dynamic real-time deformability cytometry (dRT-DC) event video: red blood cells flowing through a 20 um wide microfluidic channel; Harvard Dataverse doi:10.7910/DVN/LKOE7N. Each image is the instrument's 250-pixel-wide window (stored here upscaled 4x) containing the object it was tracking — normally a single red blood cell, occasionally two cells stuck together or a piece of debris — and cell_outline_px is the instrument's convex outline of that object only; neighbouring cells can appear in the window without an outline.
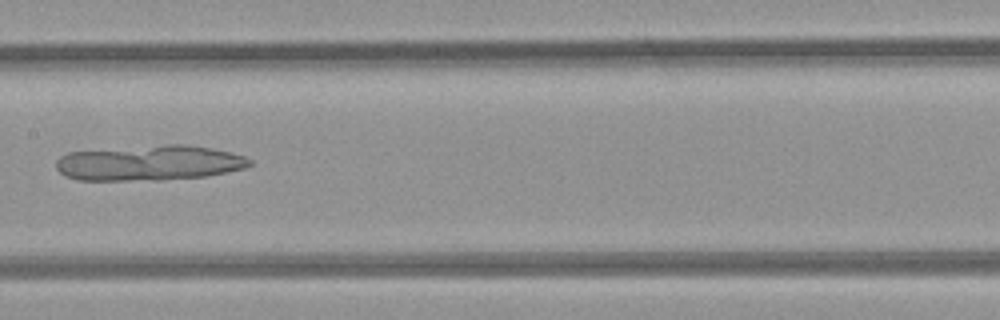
{"species": "common noctule bat (a hibernating species)", "species_latin": "Nyctalus noctula", "temperature_condition": "room temperature", "stored_images_in_passage": 34, "camera_frame_rate_fps": 3000, "um_per_image_px": 0.085, "animal": {"sex": "female", "body_mass_g": 21.9}, "frame": {"image": 1, "passage_image": 12, "time_ms": 3.667, "image_size_px": [1000, 320], "cell_outline_px": [[252, 164], [244, 168], [204, 176], [160, 180], [76, 180], [64, 176], [56, 168], [56, 160], [60, 156], [68, 152], [168, 144], [184, 144], [208, 148], [228, 152], [244, 156], [252, 160]], "centroid_in_image_um": [12.64, 13.85], "position_along_channel_um": 194.8, "area_um2": 39.54}}
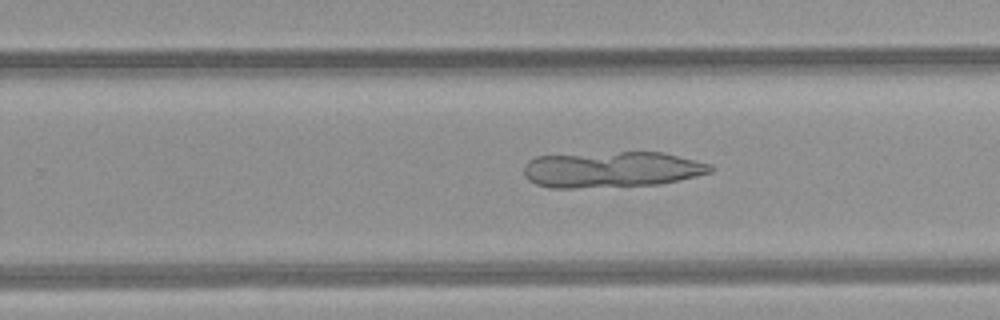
{"frame": {"image": 2, "passage_image": 18, "time_ms": 5.667, "image_size_px": [1000, 320], "cell_outline_px": [[716, 168], [712, 172], [680, 180], [660, 184], [572, 188], [548, 188], [536, 184], [528, 180], [524, 176], [524, 164], [528, 160], [536, 156], [620, 152], [664, 152], [712, 164]], "centroid_in_image_um": [52.01, 14.41], "position_along_channel_um": 277.8, "area_um2": 39.36}}
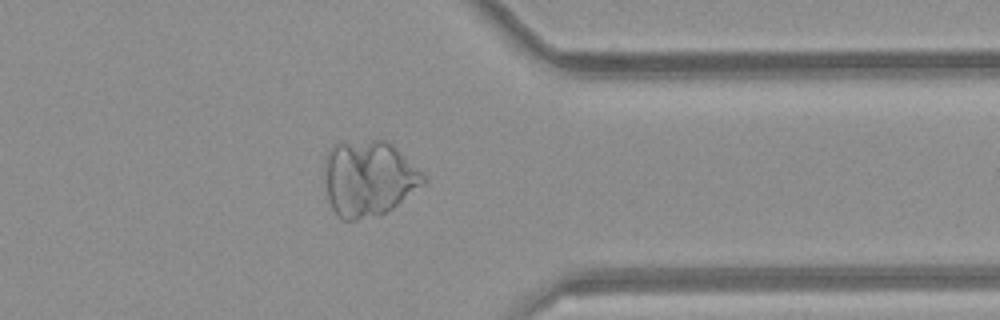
{"frame": {"image": 3, "passage_image": 26, "time_ms": 8.333, "image_size_px": [1000, 320], "cell_outline_px": [[428, 180], [424, 184], [392, 208], [380, 216], [356, 220], [344, 220], [336, 216], [328, 200], [324, 176], [324, 156], [328, 148], [332, 144], [344, 140], [388, 140]], "centroid_in_image_um": [31.26, 15.14], "position_along_channel_um": 380.1, "area_um2": 44.22}}